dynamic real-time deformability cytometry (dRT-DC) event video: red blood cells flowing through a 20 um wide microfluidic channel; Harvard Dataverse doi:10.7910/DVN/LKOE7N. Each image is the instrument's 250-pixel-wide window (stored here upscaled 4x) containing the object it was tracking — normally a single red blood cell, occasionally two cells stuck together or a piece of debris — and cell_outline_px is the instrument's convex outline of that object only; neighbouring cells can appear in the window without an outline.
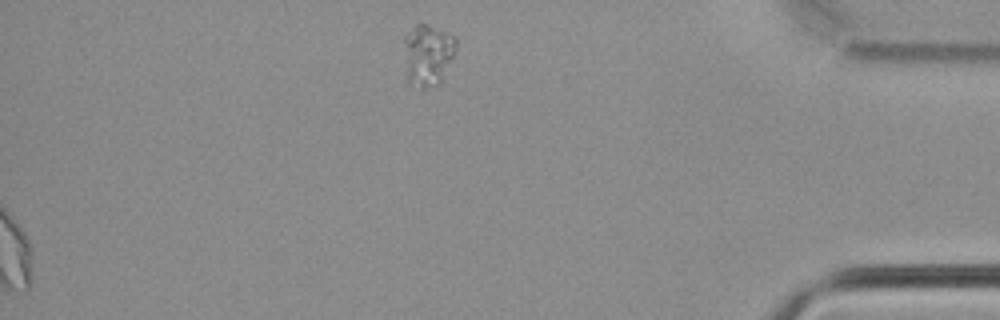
{"species": "common noctule bat (a hibernating species)", "species_latin": "Nyctalus noctula", "temperature_condition": "cold", "stored_images_in_passage": 42, "segment_of_instrument_passage": [2, 2], "camera_frame_rate_fps": 3000, "um_per_image_px": 0.085, "animal": {"sex": "male", "body_mass_g": 21.5, "forearm_length_mm": 52.0}, "frame": {"image": 1, "passage_image": 42, "time_ms": 13.667, "image_size_px": [1000, 320], "cell_outline_px": [[456, 44], [452, 56], [440, 84], [424, 88], [420, 88], [408, 84], [404, 44], [404, 36], [416, 24], [428, 24], [456, 36]], "centroid_in_image_um": [36.35, 4.65], "position_along_channel_um": 398.8, "area_um2": 18.55}}